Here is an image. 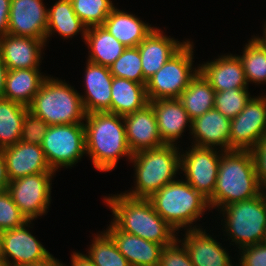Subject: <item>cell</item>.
Segmentation results:
<instances>
[{"label": "cell", "mask_w": 266, "mask_h": 266, "mask_svg": "<svg viewBox=\"0 0 266 266\" xmlns=\"http://www.w3.org/2000/svg\"><path fill=\"white\" fill-rule=\"evenodd\" d=\"M105 204L111 209L112 223L121 231L137 235L163 247L172 244L178 233L154 210L145 198H132L123 192L105 196Z\"/></svg>", "instance_id": "cell-1"}, {"label": "cell", "mask_w": 266, "mask_h": 266, "mask_svg": "<svg viewBox=\"0 0 266 266\" xmlns=\"http://www.w3.org/2000/svg\"><path fill=\"white\" fill-rule=\"evenodd\" d=\"M83 124L86 154L96 170L109 172L117 167L120 157L132 158L123 116L110 112L88 113Z\"/></svg>", "instance_id": "cell-2"}, {"label": "cell", "mask_w": 266, "mask_h": 266, "mask_svg": "<svg viewBox=\"0 0 266 266\" xmlns=\"http://www.w3.org/2000/svg\"><path fill=\"white\" fill-rule=\"evenodd\" d=\"M260 186L250 150H231L221 153L216 187L208 200L211 209L258 196Z\"/></svg>", "instance_id": "cell-3"}, {"label": "cell", "mask_w": 266, "mask_h": 266, "mask_svg": "<svg viewBox=\"0 0 266 266\" xmlns=\"http://www.w3.org/2000/svg\"><path fill=\"white\" fill-rule=\"evenodd\" d=\"M148 200L154 210L178 233L183 231L181 228L184 231L200 229L201 226L193 222L196 223L207 210H211L208 199L183 179L164 185Z\"/></svg>", "instance_id": "cell-4"}, {"label": "cell", "mask_w": 266, "mask_h": 266, "mask_svg": "<svg viewBox=\"0 0 266 266\" xmlns=\"http://www.w3.org/2000/svg\"><path fill=\"white\" fill-rule=\"evenodd\" d=\"M179 145H163L139 151L129 160L135 169L133 189L124 194L132 198L148 199L164 185L175 181L181 167Z\"/></svg>", "instance_id": "cell-5"}, {"label": "cell", "mask_w": 266, "mask_h": 266, "mask_svg": "<svg viewBox=\"0 0 266 266\" xmlns=\"http://www.w3.org/2000/svg\"><path fill=\"white\" fill-rule=\"evenodd\" d=\"M74 88L65 80L50 75L44 80L28 109L49 126L84 123L86 112L81 94Z\"/></svg>", "instance_id": "cell-6"}, {"label": "cell", "mask_w": 266, "mask_h": 266, "mask_svg": "<svg viewBox=\"0 0 266 266\" xmlns=\"http://www.w3.org/2000/svg\"><path fill=\"white\" fill-rule=\"evenodd\" d=\"M220 212L224 217L221 225L225 228L227 240L231 238L239 250L266 241V197L263 191L248 200L230 203Z\"/></svg>", "instance_id": "cell-7"}, {"label": "cell", "mask_w": 266, "mask_h": 266, "mask_svg": "<svg viewBox=\"0 0 266 266\" xmlns=\"http://www.w3.org/2000/svg\"><path fill=\"white\" fill-rule=\"evenodd\" d=\"M194 43H186L146 82L148 101L179 98L184 89L199 72L193 66ZM194 67V68H192Z\"/></svg>", "instance_id": "cell-8"}, {"label": "cell", "mask_w": 266, "mask_h": 266, "mask_svg": "<svg viewBox=\"0 0 266 266\" xmlns=\"http://www.w3.org/2000/svg\"><path fill=\"white\" fill-rule=\"evenodd\" d=\"M41 147L53 171L73 167L86 155L84 124L49 126Z\"/></svg>", "instance_id": "cell-9"}, {"label": "cell", "mask_w": 266, "mask_h": 266, "mask_svg": "<svg viewBox=\"0 0 266 266\" xmlns=\"http://www.w3.org/2000/svg\"><path fill=\"white\" fill-rule=\"evenodd\" d=\"M54 175L55 172H42L9 181L7 191L28 221L48 213Z\"/></svg>", "instance_id": "cell-10"}, {"label": "cell", "mask_w": 266, "mask_h": 266, "mask_svg": "<svg viewBox=\"0 0 266 266\" xmlns=\"http://www.w3.org/2000/svg\"><path fill=\"white\" fill-rule=\"evenodd\" d=\"M187 150L185 152H183L184 150L181 151L180 173H184V180L209 200L213 196L216 187L218 168L223 151L194 145L187 148Z\"/></svg>", "instance_id": "cell-11"}, {"label": "cell", "mask_w": 266, "mask_h": 266, "mask_svg": "<svg viewBox=\"0 0 266 266\" xmlns=\"http://www.w3.org/2000/svg\"><path fill=\"white\" fill-rule=\"evenodd\" d=\"M266 133V96L250 98L245 108L230 124V142L232 150H251Z\"/></svg>", "instance_id": "cell-12"}, {"label": "cell", "mask_w": 266, "mask_h": 266, "mask_svg": "<svg viewBox=\"0 0 266 266\" xmlns=\"http://www.w3.org/2000/svg\"><path fill=\"white\" fill-rule=\"evenodd\" d=\"M31 222L3 231L0 258L6 266L37 264L52 256L38 238L31 234L28 229Z\"/></svg>", "instance_id": "cell-13"}, {"label": "cell", "mask_w": 266, "mask_h": 266, "mask_svg": "<svg viewBox=\"0 0 266 266\" xmlns=\"http://www.w3.org/2000/svg\"><path fill=\"white\" fill-rule=\"evenodd\" d=\"M48 8L43 0H11L8 34L32 37L46 43Z\"/></svg>", "instance_id": "cell-14"}, {"label": "cell", "mask_w": 266, "mask_h": 266, "mask_svg": "<svg viewBox=\"0 0 266 266\" xmlns=\"http://www.w3.org/2000/svg\"><path fill=\"white\" fill-rule=\"evenodd\" d=\"M126 139L132 154L163 146L152 105L123 116Z\"/></svg>", "instance_id": "cell-15"}, {"label": "cell", "mask_w": 266, "mask_h": 266, "mask_svg": "<svg viewBox=\"0 0 266 266\" xmlns=\"http://www.w3.org/2000/svg\"><path fill=\"white\" fill-rule=\"evenodd\" d=\"M185 238L177 239L184 245L188 251L190 260L194 266H233L226 251V247H222V243L217 242L206 229L198 228L185 230L182 235ZM220 243V244H219ZM233 263V264H232Z\"/></svg>", "instance_id": "cell-16"}, {"label": "cell", "mask_w": 266, "mask_h": 266, "mask_svg": "<svg viewBox=\"0 0 266 266\" xmlns=\"http://www.w3.org/2000/svg\"><path fill=\"white\" fill-rule=\"evenodd\" d=\"M2 152L9 181L42 172H55L50 168L41 145L19 141L3 148Z\"/></svg>", "instance_id": "cell-17"}, {"label": "cell", "mask_w": 266, "mask_h": 266, "mask_svg": "<svg viewBox=\"0 0 266 266\" xmlns=\"http://www.w3.org/2000/svg\"><path fill=\"white\" fill-rule=\"evenodd\" d=\"M230 124L231 120L215 108L205 112L192 120L189 132L192 135L190 138H193L192 145L231 151Z\"/></svg>", "instance_id": "cell-18"}, {"label": "cell", "mask_w": 266, "mask_h": 266, "mask_svg": "<svg viewBox=\"0 0 266 266\" xmlns=\"http://www.w3.org/2000/svg\"><path fill=\"white\" fill-rule=\"evenodd\" d=\"M44 46L43 40L6 34L0 38V55L8 70L40 68Z\"/></svg>", "instance_id": "cell-19"}, {"label": "cell", "mask_w": 266, "mask_h": 266, "mask_svg": "<svg viewBox=\"0 0 266 266\" xmlns=\"http://www.w3.org/2000/svg\"><path fill=\"white\" fill-rule=\"evenodd\" d=\"M84 95H80L86 114L111 113V85L113 75L109 67L87 60L84 73Z\"/></svg>", "instance_id": "cell-20"}, {"label": "cell", "mask_w": 266, "mask_h": 266, "mask_svg": "<svg viewBox=\"0 0 266 266\" xmlns=\"http://www.w3.org/2000/svg\"><path fill=\"white\" fill-rule=\"evenodd\" d=\"M199 72L216 92L248 88L242 62L236 54L218 55L212 61L199 64Z\"/></svg>", "instance_id": "cell-21"}, {"label": "cell", "mask_w": 266, "mask_h": 266, "mask_svg": "<svg viewBox=\"0 0 266 266\" xmlns=\"http://www.w3.org/2000/svg\"><path fill=\"white\" fill-rule=\"evenodd\" d=\"M149 103L155 112L158 131L163 144L177 146L186 126L191 130L192 123L183 104L178 98L156 99L149 101Z\"/></svg>", "instance_id": "cell-22"}, {"label": "cell", "mask_w": 266, "mask_h": 266, "mask_svg": "<svg viewBox=\"0 0 266 266\" xmlns=\"http://www.w3.org/2000/svg\"><path fill=\"white\" fill-rule=\"evenodd\" d=\"M170 37V38H169ZM178 41L167 36L155 27L150 34L139 43L138 50L141 56L144 79H150L187 40Z\"/></svg>", "instance_id": "cell-23"}, {"label": "cell", "mask_w": 266, "mask_h": 266, "mask_svg": "<svg viewBox=\"0 0 266 266\" xmlns=\"http://www.w3.org/2000/svg\"><path fill=\"white\" fill-rule=\"evenodd\" d=\"M131 266H158L161 244L119 230L112 222L104 230Z\"/></svg>", "instance_id": "cell-24"}, {"label": "cell", "mask_w": 266, "mask_h": 266, "mask_svg": "<svg viewBox=\"0 0 266 266\" xmlns=\"http://www.w3.org/2000/svg\"><path fill=\"white\" fill-rule=\"evenodd\" d=\"M103 26L125 47H137L155 28L117 7L107 16Z\"/></svg>", "instance_id": "cell-25"}, {"label": "cell", "mask_w": 266, "mask_h": 266, "mask_svg": "<svg viewBox=\"0 0 266 266\" xmlns=\"http://www.w3.org/2000/svg\"><path fill=\"white\" fill-rule=\"evenodd\" d=\"M40 68L8 70L5 77L3 98L29 106L48 77Z\"/></svg>", "instance_id": "cell-26"}, {"label": "cell", "mask_w": 266, "mask_h": 266, "mask_svg": "<svg viewBox=\"0 0 266 266\" xmlns=\"http://www.w3.org/2000/svg\"><path fill=\"white\" fill-rule=\"evenodd\" d=\"M85 44L88 46L87 60L109 67L127 48L103 26H93L86 30Z\"/></svg>", "instance_id": "cell-27"}, {"label": "cell", "mask_w": 266, "mask_h": 266, "mask_svg": "<svg viewBox=\"0 0 266 266\" xmlns=\"http://www.w3.org/2000/svg\"><path fill=\"white\" fill-rule=\"evenodd\" d=\"M146 84L113 76L111 85V113L125 116L149 103Z\"/></svg>", "instance_id": "cell-28"}, {"label": "cell", "mask_w": 266, "mask_h": 266, "mask_svg": "<svg viewBox=\"0 0 266 266\" xmlns=\"http://www.w3.org/2000/svg\"><path fill=\"white\" fill-rule=\"evenodd\" d=\"M86 30L87 27L74 12L71 0H56L54 5L48 8L46 43L54 33L63 36L64 40L81 33L85 41Z\"/></svg>", "instance_id": "cell-29"}, {"label": "cell", "mask_w": 266, "mask_h": 266, "mask_svg": "<svg viewBox=\"0 0 266 266\" xmlns=\"http://www.w3.org/2000/svg\"><path fill=\"white\" fill-rule=\"evenodd\" d=\"M215 93L209 82L198 72L178 99L193 120L214 108Z\"/></svg>", "instance_id": "cell-30"}, {"label": "cell", "mask_w": 266, "mask_h": 266, "mask_svg": "<svg viewBox=\"0 0 266 266\" xmlns=\"http://www.w3.org/2000/svg\"><path fill=\"white\" fill-rule=\"evenodd\" d=\"M28 107L6 98H0V149L20 141L23 119Z\"/></svg>", "instance_id": "cell-31"}, {"label": "cell", "mask_w": 266, "mask_h": 266, "mask_svg": "<svg viewBox=\"0 0 266 266\" xmlns=\"http://www.w3.org/2000/svg\"><path fill=\"white\" fill-rule=\"evenodd\" d=\"M245 43L243 55H237L242 62L247 83L266 84V45L257 37Z\"/></svg>", "instance_id": "cell-32"}, {"label": "cell", "mask_w": 266, "mask_h": 266, "mask_svg": "<svg viewBox=\"0 0 266 266\" xmlns=\"http://www.w3.org/2000/svg\"><path fill=\"white\" fill-rule=\"evenodd\" d=\"M91 241L86 251L95 266H131L105 231L95 234Z\"/></svg>", "instance_id": "cell-33"}, {"label": "cell", "mask_w": 266, "mask_h": 266, "mask_svg": "<svg viewBox=\"0 0 266 266\" xmlns=\"http://www.w3.org/2000/svg\"><path fill=\"white\" fill-rule=\"evenodd\" d=\"M73 10L87 27L103 25L116 7L111 0H71Z\"/></svg>", "instance_id": "cell-34"}, {"label": "cell", "mask_w": 266, "mask_h": 266, "mask_svg": "<svg viewBox=\"0 0 266 266\" xmlns=\"http://www.w3.org/2000/svg\"><path fill=\"white\" fill-rule=\"evenodd\" d=\"M114 77L146 84L143 76L141 56L138 47H127L121 56L109 66Z\"/></svg>", "instance_id": "cell-35"}, {"label": "cell", "mask_w": 266, "mask_h": 266, "mask_svg": "<svg viewBox=\"0 0 266 266\" xmlns=\"http://www.w3.org/2000/svg\"><path fill=\"white\" fill-rule=\"evenodd\" d=\"M249 88H233L215 93L214 108L228 119H234L245 108L252 95Z\"/></svg>", "instance_id": "cell-36"}, {"label": "cell", "mask_w": 266, "mask_h": 266, "mask_svg": "<svg viewBox=\"0 0 266 266\" xmlns=\"http://www.w3.org/2000/svg\"><path fill=\"white\" fill-rule=\"evenodd\" d=\"M26 217L16 206L7 190L0 192V230L18 228L27 223Z\"/></svg>", "instance_id": "cell-37"}, {"label": "cell", "mask_w": 266, "mask_h": 266, "mask_svg": "<svg viewBox=\"0 0 266 266\" xmlns=\"http://www.w3.org/2000/svg\"><path fill=\"white\" fill-rule=\"evenodd\" d=\"M48 127L49 125L45 120L28 110L23 119L20 141L41 145Z\"/></svg>", "instance_id": "cell-38"}, {"label": "cell", "mask_w": 266, "mask_h": 266, "mask_svg": "<svg viewBox=\"0 0 266 266\" xmlns=\"http://www.w3.org/2000/svg\"><path fill=\"white\" fill-rule=\"evenodd\" d=\"M181 245V246H180ZM158 266H194L188 251L178 239L161 250Z\"/></svg>", "instance_id": "cell-39"}, {"label": "cell", "mask_w": 266, "mask_h": 266, "mask_svg": "<svg viewBox=\"0 0 266 266\" xmlns=\"http://www.w3.org/2000/svg\"><path fill=\"white\" fill-rule=\"evenodd\" d=\"M239 264L235 266H266V241L239 250Z\"/></svg>", "instance_id": "cell-40"}, {"label": "cell", "mask_w": 266, "mask_h": 266, "mask_svg": "<svg viewBox=\"0 0 266 266\" xmlns=\"http://www.w3.org/2000/svg\"><path fill=\"white\" fill-rule=\"evenodd\" d=\"M250 152L252 154L258 182L263 188L266 186V133Z\"/></svg>", "instance_id": "cell-41"}, {"label": "cell", "mask_w": 266, "mask_h": 266, "mask_svg": "<svg viewBox=\"0 0 266 266\" xmlns=\"http://www.w3.org/2000/svg\"><path fill=\"white\" fill-rule=\"evenodd\" d=\"M11 0H0V38L8 34Z\"/></svg>", "instance_id": "cell-42"}, {"label": "cell", "mask_w": 266, "mask_h": 266, "mask_svg": "<svg viewBox=\"0 0 266 266\" xmlns=\"http://www.w3.org/2000/svg\"><path fill=\"white\" fill-rule=\"evenodd\" d=\"M71 266H95L87 254L80 252H72L71 254Z\"/></svg>", "instance_id": "cell-43"}, {"label": "cell", "mask_w": 266, "mask_h": 266, "mask_svg": "<svg viewBox=\"0 0 266 266\" xmlns=\"http://www.w3.org/2000/svg\"><path fill=\"white\" fill-rule=\"evenodd\" d=\"M8 183L9 179L6 172V162L2 149H0V192L7 190Z\"/></svg>", "instance_id": "cell-44"}, {"label": "cell", "mask_w": 266, "mask_h": 266, "mask_svg": "<svg viewBox=\"0 0 266 266\" xmlns=\"http://www.w3.org/2000/svg\"><path fill=\"white\" fill-rule=\"evenodd\" d=\"M7 71L8 69L6 68V65L3 62L2 57L0 55V98L3 97L5 77H6Z\"/></svg>", "instance_id": "cell-45"}, {"label": "cell", "mask_w": 266, "mask_h": 266, "mask_svg": "<svg viewBox=\"0 0 266 266\" xmlns=\"http://www.w3.org/2000/svg\"><path fill=\"white\" fill-rule=\"evenodd\" d=\"M25 266H66V264H63L59 261V259L55 258L53 255L49 257L47 260L37 263V264H31V265H25Z\"/></svg>", "instance_id": "cell-46"}, {"label": "cell", "mask_w": 266, "mask_h": 266, "mask_svg": "<svg viewBox=\"0 0 266 266\" xmlns=\"http://www.w3.org/2000/svg\"><path fill=\"white\" fill-rule=\"evenodd\" d=\"M265 25H263V35L260 37L259 35H257V37L266 45V22L264 23Z\"/></svg>", "instance_id": "cell-47"}, {"label": "cell", "mask_w": 266, "mask_h": 266, "mask_svg": "<svg viewBox=\"0 0 266 266\" xmlns=\"http://www.w3.org/2000/svg\"><path fill=\"white\" fill-rule=\"evenodd\" d=\"M2 233L3 231L0 230V256H1Z\"/></svg>", "instance_id": "cell-48"}, {"label": "cell", "mask_w": 266, "mask_h": 266, "mask_svg": "<svg viewBox=\"0 0 266 266\" xmlns=\"http://www.w3.org/2000/svg\"><path fill=\"white\" fill-rule=\"evenodd\" d=\"M0 266H6L5 263L2 261L1 258H0Z\"/></svg>", "instance_id": "cell-49"}, {"label": "cell", "mask_w": 266, "mask_h": 266, "mask_svg": "<svg viewBox=\"0 0 266 266\" xmlns=\"http://www.w3.org/2000/svg\"><path fill=\"white\" fill-rule=\"evenodd\" d=\"M262 191H263V193H264V195L266 197V186L263 187V190Z\"/></svg>", "instance_id": "cell-50"}]
</instances>
